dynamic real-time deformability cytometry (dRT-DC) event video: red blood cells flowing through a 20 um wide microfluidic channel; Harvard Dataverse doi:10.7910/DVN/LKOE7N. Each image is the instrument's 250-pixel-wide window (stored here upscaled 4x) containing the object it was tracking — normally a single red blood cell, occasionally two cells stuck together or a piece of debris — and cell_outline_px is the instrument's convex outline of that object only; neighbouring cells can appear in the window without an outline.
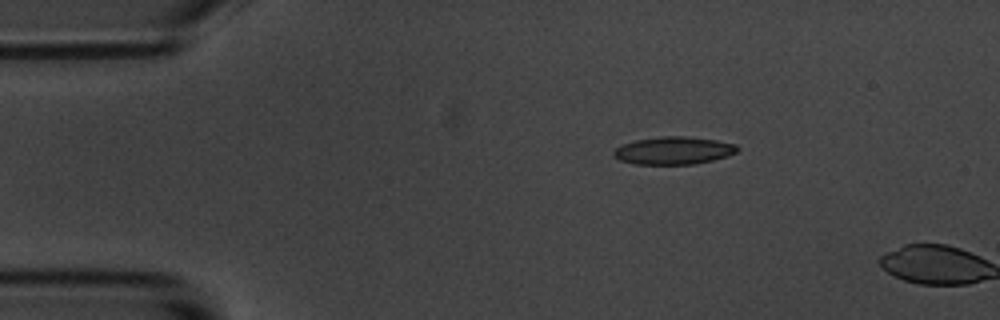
{"species": "common noctule bat (a hibernating species)", "species_latin": "Nyctalus noctula", "temperature_condition": "room temperature", "stored_images_in_passage": 2, "camera_frame_rate_fps": 3000, "um_per_image_px": 0.085, "animal": {"sex": "male", "body_mass_g": 20.1, "forearm_length_mm": 53.5}, "frame": {"image": 1, "passage_image": 1, "time_ms": 0.0, "image_size_px": [1000, 320], "cell_outline_px": [[740, 148], [736, 152], [728, 156], [712, 160], [692, 164], [636, 164], [620, 160], [612, 156], [612, 152], [616, 148], [624, 144], [636, 140], [660, 136], [684, 136], [716, 140], [736, 144]], "centroid_in_image_um": [57.26, 12.79], "position_along_channel_um": 27.7, "area_um2": 19.88}}